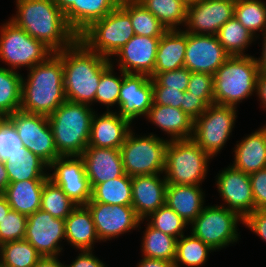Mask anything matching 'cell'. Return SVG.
<instances>
[{"mask_svg":"<svg viewBox=\"0 0 266 267\" xmlns=\"http://www.w3.org/2000/svg\"><path fill=\"white\" fill-rule=\"evenodd\" d=\"M16 14L9 17L16 26L53 52L70 47L78 36L71 30L64 13L53 0H16Z\"/></svg>","mask_w":266,"mask_h":267,"instance_id":"cell-1","label":"cell"},{"mask_svg":"<svg viewBox=\"0 0 266 267\" xmlns=\"http://www.w3.org/2000/svg\"><path fill=\"white\" fill-rule=\"evenodd\" d=\"M62 59L66 99L75 103L95 104L101 74L111 59L91 51L80 39L56 52Z\"/></svg>","mask_w":266,"mask_h":267,"instance_id":"cell-2","label":"cell"},{"mask_svg":"<svg viewBox=\"0 0 266 267\" xmlns=\"http://www.w3.org/2000/svg\"><path fill=\"white\" fill-rule=\"evenodd\" d=\"M22 76L21 107L27 113L51 115L66 99L61 57L54 52Z\"/></svg>","mask_w":266,"mask_h":267,"instance_id":"cell-3","label":"cell"},{"mask_svg":"<svg viewBox=\"0 0 266 267\" xmlns=\"http://www.w3.org/2000/svg\"><path fill=\"white\" fill-rule=\"evenodd\" d=\"M95 109L66 100L48 116L60 156H81L88 146Z\"/></svg>","mask_w":266,"mask_h":267,"instance_id":"cell-4","label":"cell"},{"mask_svg":"<svg viewBox=\"0 0 266 267\" xmlns=\"http://www.w3.org/2000/svg\"><path fill=\"white\" fill-rule=\"evenodd\" d=\"M258 74L256 57L230 56L213 75L214 104L238 107L256 94Z\"/></svg>","mask_w":266,"mask_h":267,"instance_id":"cell-5","label":"cell"},{"mask_svg":"<svg viewBox=\"0 0 266 267\" xmlns=\"http://www.w3.org/2000/svg\"><path fill=\"white\" fill-rule=\"evenodd\" d=\"M210 159L192 139L169 140L164 177L168 184L201 186L206 179Z\"/></svg>","mask_w":266,"mask_h":267,"instance_id":"cell-6","label":"cell"},{"mask_svg":"<svg viewBox=\"0 0 266 267\" xmlns=\"http://www.w3.org/2000/svg\"><path fill=\"white\" fill-rule=\"evenodd\" d=\"M169 139L137 135L132 129L120 147L124 173L130 177L163 174Z\"/></svg>","mask_w":266,"mask_h":267,"instance_id":"cell-7","label":"cell"},{"mask_svg":"<svg viewBox=\"0 0 266 267\" xmlns=\"http://www.w3.org/2000/svg\"><path fill=\"white\" fill-rule=\"evenodd\" d=\"M134 35L129 14L118 5L104 18L95 21L78 39L91 51L111 59Z\"/></svg>","mask_w":266,"mask_h":267,"instance_id":"cell-8","label":"cell"},{"mask_svg":"<svg viewBox=\"0 0 266 267\" xmlns=\"http://www.w3.org/2000/svg\"><path fill=\"white\" fill-rule=\"evenodd\" d=\"M223 205L204 206L190 224V232L215 252L239 241L238 224L244 222L239 214Z\"/></svg>","mask_w":266,"mask_h":267,"instance_id":"cell-9","label":"cell"},{"mask_svg":"<svg viewBox=\"0 0 266 267\" xmlns=\"http://www.w3.org/2000/svg\"><path fill=\"white\" fill-rule=\"evenodd\" d=\"M53 53L42 41L31 37L12 21H6L0 26V60L8 69H31Z\"/></svg>","mask_w":266,"mask_h":267,"instance_id":"cell-10","label":"cell"},{"mask_svg":"<svg viewBox=\"0 0 266 267\" xmlns=\"http://www.w3.org/2000/svg\"><path fill=\"white\" fill-rule=\"evenodd\" d=\"M237 107L211 104L194 120L191 139L212 159L226 145L237 119Z\"/></svg>","mask_w":266,"mask_h":267,"instance_id":"cell-11","label":"cell"},{"mask_svg":"<svg viewBox=\"0 0 266 267\" xmlns=\"http://www.w3.org/2000/svg\"><path fill=\"white\" fill-rule=\"evenodd\" d=\"M14 126L22 146L31 151L48 165L60 157L54 143L48 116L15 111L7 117Z\"/></svg>","mask_w":266,"mask_h":267,"instance_id":"cell-12","label":"cell"},{"mask_svg":"<svg viewBox=\"0 0 266 267\" xmlns=\"http://www.w3.org/2000/svg\"><path fill=\"white\" fill-rule=\"evenodd\" d=\"M49 179L77 205H86L92 197V188L81 156H60L49 168ZM52 170V171H51Z\"/></svg>","mask_w":266,"mask_h":267,"instance_id":"cell-13","label":"cell"},{"mask_svg":"<svg viewBox=\"0 0 266 267\" xmlns=\"http://www.w3.org/2000/svg\"><path fill=\"white\" fill-rule=\"evenodd\" d=\"M100 242L110 241L131 230L141 229V220L132 206L87 203Z\"/></svg>","mask_w":266,"mask_h":267,"instance_id":"cell-14","label":"cell"},{"mask_svg":"<svg viewBox=\"0 0 266 267\" xmlns=\"http://www.w3.org/2000/svg\"><path fill=\"white\" fill-rule=\"evenodd\" d=\"M25 240L42 256H60L65 238V220L41 209L27 216Z\"/></svg>","mask_w":266,"mask_h":267,"instance_id":"cell-15","label":"cell"},{"mask_svg":"<svg viewBox=\"0 0 266 267\" xmlns=\"http://www.w3.org/2000/svg\"><path fill=\"white\" fill-rule=\"evenodd\" d=\"M236 0H197L187 7L185 32L217 35L219 29L234 16Z\"/></svg>","mask_w":266,"mask_h":267,"instance_id":"cell-16","label":"cell"},{"mask_svg":"<svg viewBox=\"0 0 266 267\" xmlns=\"http://www.w3.org/2000/svg\"><path fill=\"white\" fill-rule=\"evenodd\" d=\"M216 186L224 204L243 219L255 211L249 175L229 165L215 176Z\"/></svg>","mask_w":266,"mask_h":267,"instance_id":"cell-17","label":"cell"},{"mask_svg":"<svg viewBox=\"0 0 266 267\" xmlns=\"http://www.w3.org/2000/svg\"><path fill=\"white\" fill-rule=\"evenodd\" d=\"M153 104L152 78L146 74L124 73L119 93L118 109L120 116L133 123L144 117Z\"/></svg>","mask_w":266,"mask_h":267,"instance_id":"cell-18","label":"cell"},{"mask_svg":"<svg viewBox=\"0 0 266 267\" xmlns=\"http://www.w3.org/2000/svg\"><path fill=\"white\" fill-rule=\"evenodd\" d=\"M229 57L217 36L187 32L184 67L190 72L208 73L213 76Z\"/></svg>","mask_w":266,"mask_h":267,"instance_id":"cell-19","label":"cell"},{"mask_svg":"<svg viewBox=\"0 0 266 267\" xmlns=\"http://www.w3.org/2000/svg\"><path fill=\"white\" fill-rule=\"evenodd\" d=\"M161 38L134 35L114 56L111 64L124 73L146 74L155 69V59ZM118 57L115 59V57ZM115 62V63H114Z\"/></svg>","mask_w":266,"mask_h":267,"instance_id":"cell-20","label":"cell"},{"mask_svg":"<svg viewBox=\"0 0 266 267\" xmlns=\"http://www.w3.org/2000/svg\"><path fill=\"white\" fill-rule=\"evenodd\" d=\"M131 178L132 207L137 216L144 220L165 205L168 183L163 174L133 176Z\"/></svg>","mask_w":266,"mask_h":267,"instance_id":"cell-21","label":"cell"},{"mask_svg":"<svg viewBox=\"0 0 266 267\" xmlns=\"http://www.w3.org/2000/svg\"><path fill=\"white\" fill-rule=\"evenodd\" d=\"M131 124L116 111H105L100 115L96 111L91 120L88 146L120 149L133 129Z\"/></svg>","mask_w":266,"mask_h":267,"instance_id":"cell-22","label":"cell"},{"mask_svg":"<svg viewBox=\"0 0 266 267\" xmlns=\"http://www.w3.org/2000/svg\"><path fill=\"white\" fill-rule=\"evenodd\" d=\"M81 157L92 189L124 174L120 149L87 146Z\"/></svg>","mask_w":266,"mask_h":267,"instance_id":"cell-23","label":"cell"},{"mask_svg":"<svg viewBox=\"0 0 266 267\" xmlns=\"http://www.w3.org/2000/svg\"><path fill=\"white\" fill-rule=\"evenodd\" d=\"M236 147V148H235ZM234 147V168L252 174L266 168V124L248 134Z\"/></svg>","mask_w":266,"mask_h":267,"instance_id":"cell-24","label":"cell"},{"mask_svg":"<svg viewBox=\"0 0 266 267\" xmlns=\"http://www.w3.org/2000/svg\"><path fill=\"white\" fill-rule=\"evenodd\" d=\"M144 118L165 132L169 140H187L192 137L194 119L181 108L152 104Z\"/></svg>","mask_w":266,"mask_h":267,"instance_id":"cell-25","label":"cell"},{"mask_svg":"<svg viewBox=\"0 0 266 267\" xmlns=\"http://www.w3.org/2000/svg\"><path fill=\"white\" fill-rule=\"evenodd\" d=\"M120 3L117 0H69L64 13L71 30L79 37L95 21L104 18Z\"/></svg>","mask_w":266,"mask_h":267,"instance_id":"cell-26","label":"cell"},{"mask_svg":"<svg viewBox=\"0 0 266 267\" xmlns=\"http://www.w3.org/2000/svg\"><path fill=\"white\" fill-rule=\"evenodd\" d=\"M202 186L168 184L165 204L188 225L202 212L205 193Z\"/></svg>","mask_w":266,"mask_h":267,"instance_id":"cell-27","label":"cell"},{"mask_svg":"<svg viewBox=\"0 0 266 267\" xmlns=\"http://www.w3.org/2000/svg\"><path fill=\"white\" fill-rule=\"evenodd\" d=\"M65 238L77 250H94V244L100 242L89 209L78 205L65 219Z\"/></svg>","mask_w":266,"mask_h":267,"instance_id":"cell-28","label":"cell"},{"mask_svg":"<svg viewBox=\"0 0 266 267\" xmlns=\"http://www.w3.org/2000/svg\"><path fill=\"white\" fill-rule=\"evenodd\" d=\"M186 46L187 32L184 29L167 30L159 41L155 69L150 77L184 67Z\"/></svg>","mask_w":266,"mask_h":267,"instance_id":"cell-29","label":"cell"},{"mask_svg":"<svg viewBox=\"0 0 266 267\" xmlns=\"http://www.w3.org/2000/svg\"><path fill=\"white\" fill-rule=\"evenodd\" d=\"M47 180H24L11 182L2 193L11 210L26 216L41 208V194Z\"/></svg>","mask_w":266,"mask_h":267,"instance_id":"cell-30","label":"cell"},{"mask_svg":"<svg viewBox=\"0 0 266 267\" xmlns=\"http://www.w3.org/2000/svg\"><path fill=\"white\" fill-rule=\"evenodd\" d=\"M9 182L24 180H48L49 165L40 157L27 150L24 146L4 161Z\"/></svg>","mask_w":266,"mask_h":267,"instance_id":"cell-31","label":"cell"},{"mask_svg":"<svg viewBox=\"0 0 266 267\" xmlns=\"http://www.w3.org/2000/svg\"><path fill=\"white\" fill-rule=\"evenodd\" d=\"M88 203L132 206V178L124 173L121 177L97 184Z\"/></svg>","mask_w":266,"mask_h":267,"instance_id":"cell-32","label":"cell"},{"mask_svg":"<svg viewBox=\"0 0 266 267\" xmlns=\"http://www.w3.org/2000/svg\"><path fill=\"white\" fill-rule=\"evenodd\" d=\"M141 240L143 257L174 262L177 238L169 236L147 223Z\"/></svg>","mask_w":266,"mask_h":267,"instance_id":"cell-33","label":"cell"},{"mask_svg":"<svg viewBox=\"0 0 266 267\" xmlns=\"http://www.w3.org/2000/svg\"><path fill=\"white\" fill-rule=\"evenodd\" d=\"M137 1L150 11L167 30H181L182 26L185 27L187 20V6L179 0Z\"/></svg>","mask_w":266,"mask_h":267,"instance_id":"cell-34","label":"cell"},{"mask_svg":"<svg viewBox=\"0 0 266 267\" xmlns=\"http://www.w3.org/2000/svg\"><path fill=\"white\" fill-rule=\"evenodd\" d=\"M216 36L230 56H249L245 50L257 40L234 16L219 29Z\"/></svg>","mask_w":266,"mask_h":267,"instance_id":"cell-35","label":"cell"},{"mask_svg":"<svg viewBox=\"0 0 266 267\" xmlns=\"http://www.w3.org/2000/svg\"><path fill=\"white\" fill-rule=\"evenodd\" d=\"M119 5L129 14L135 35L161 38L167 31L164 25L137 0H123Z\"/></svg>","mask_w":266,"mask_h":267,"instance_id":"cell-36","label":"cell"},{"mask_svg":"<svg viewBox=\"0 0 266 267\" xmlns=\"http://www.w3.org/2000/svg\"><path fill=\"white\" fill-rule=\"evenodd\" d=\"M212 251L214 252L215 250L201 239L195 237L191 232L187 236L184 234L177 239L174 267H182L181 264L186 267L203 266L209 258V252L211 253Z\"/></svg>","mask_w":266,"mask_h":267,"instance_id":"cell-37","label":"cell"},{"mask_svg":"<svg viewBox=\"0 0 266 267\" xmlns=\"http://www.w3.org/2000/svg\"><path fill=\"white\" fill-rule=\"evenodd\" d=\"M0 67V114L8 117L21 107L22 75Z\"/></svg>","mask_w":266,"mask_h":267,"instance_id":"cell-38","label":"cell"},{"mask_svg":"<svg viewBox=\"0 0 266 267\" xmlns=\"http://www.w3.org/2000/svg\"><path fill=\"white\" fill-rule=\"evenodd\" d=\"M234 17L256 39L266 31V3L262 0H236Z\"/></svg>","mask_w":266,"mask_h":267,"instance_id":"cell-39","label":"cell"},{"mask_svg":"<svg viewBox=\"0 0 266 267\" xmlns=\"http://www.w3.org/2000/svg\"><path fill=\"white\" fill-rule=\"evenodd\" d=\"M42 255L27 240H15L0 245L2 267H34Z\"/></svg>","mask_w":266,"mask_h":267,"instance_id":"cell-40","label":"cell"},{"mask_svg":"<svg viewBox=\"0 0 266 267\" xmlns=\"http://www.w3.org/2000/svg\"><path fill=\"white\" fill-rule=\"evenodd\" d=\"M77 206L78 205L50 179L44 183L41 194V210L50 213L55 218L65 220Z\"/></svg>","mask_w":266,"mask_h":267,"instance_id":"cell-41","label":"cell"},{"mask_svg":"<svg viewBox=\"0 0 266 267\" xmlns=\"http://www.w3.org/2000/svg\"><path fill=\"white\" fill-rule=\"evenodd\" d=\"M115 65H110L102 74L95 94V102L106 106V111H113L111 107L118 108L119 93L123 81V71L117 77L114 73ZM110 107V108H109Z\"/></svg>","mask_w":266,"mask_h":267,"instance_id":"cell-42","label":"cell"},{"mask_svg":"<svg viewBox=\"0 0 266 267\" xmlns=\"http://www.w3.org/2000/svg\"><path fill=\"white\" fill-rule=\"evenodd\" d=\"M163 233L179 239L189 226L174 210L166 204L151 213L144 221Z\"/></svg>","mask_w":266,"mask_h":267,"instance_id":"cell-43","label":"cell"},{"mask_svg":"<svg viewBox=\"0 0 266 267\" xmlns=\"http://www.w3.org/2000/svg\"><path fill=\"white\" fill-rule=\"evenodd\" d=\"M27 216L10 210L0 221V245L25 238Z\"/></svg>","mask_w":266,"mask_h":267,"instance_id":"cell-44","label":"cell"},{"mask_svg":"<svg viewBox=\"0 0 266 267\" xmlns=\"http://www.w3.org/2000/svg\"><path fill=\"white\" fill-rule=\"evenodd\" d=\"M186 91L199 96L208 106L214 104L213 76L208 73L191 72Z\"/></svg>","mask_w":266,"mask_h":267,"instance_id":"cell-45","label":"cell"},{"mask_svg":"<svg viewBox=\"0 0 266 267\" xmlns=\"http://www.w3.org/2000/svg\"><path fill=\"white\" fill-rule=\"evenodd\" d=\"M22 142L14 126L6 120L0 127V160L6 161L16 152L21 151Z\"/></svg>","mask_w":266,"mask_h":267,"instance_id":"cell-46","label":"cell"},{"mask_svg":"<svg viewBox=\"0 0 266 267\" xmlns=\"http://www.w3.org/2000/svg\"><path fill=\"white\" fill-rule=\"evenodd\" d=\"M191 72L186 68L182 67L172 71H165L157 73L153 79L163 87L169 89H180L185 92L188 87V82Z\"/></svg>","mask_w":266,"mask_h":267,"instance_id":"cell-47","label":"cell"},{"mask_svg":"<svg viewBox=\"0 0 266 267\" xmlns=\"http://www.w3.org/2000/svg\"><path fill=\"white\" fill-rule=\"evenodd\" d=\"M153 104L169 105L175 108H181L183 103V91L180 89H169L160 86L153 78Z\"/></svg>","mask_w":266,"mask_h":267,"instance_id":"cell-48","label":"cell"},{"mask_svg":"<svg viewBox=\"0 0 266 267\" xmlns=\"http://www.w3.org/2000/svg\"><path fill=\"white\" fill-rule=\"evenodd\" d=\"M255 210L266 209V168L249 175Z\"/></svg>","mask_w":266,"mask_h":267,"instance_id":"cell-49","label":"cell"},{"mask_svg":"<svg viewBox=\"0 0 266 267\" xmlns=\"http://www.w3.org/2000/svg\"><path fill=\"white\" fill-rule=\"evenodd\" d=\"M243 224L266 242V209L255 210L250 215H247Z\"/></svg>","mask_w":266,"mask_h":267,"instance_id":"cell-50","label":"cell"},{"mask_svg":"<svg viewBox=\"0 0 266 267\" xmlns=\"http://www.w3.org/2000/svg\"><path fill=\"white\" fill-rule=\"evenodd\" d=\"M208 105L199 96H194L188 91L183 93V103L181 109L187 113L194 120L198 118L206 109Z\"/></svg>","mask_w":266,"mask_h":267,"instance_id":"cell-51","label":"cell"},{"mask_svg":"<svg viewBox=\"0 0 266 267\" xmlns=\"http://www.w3.org/2000/svg\"><path fill=\"white\" fill-rule=\"evenodd\" d=\"M66 267H107L93 254V250H81L79 255Z\"/></svg>","mask_w":266,"mask_h":267,"instance_id":"cell-52","label":"cell"},{"mask_svg":"<svg viewBox=\"0 0 266 267\" xmlns=\"http://www.w3.org/2000/svg\"><path fill=\"white\" fill-rule=\"evenodd\" d=\"M256 95L259 98L258 101H261L262 108L266 110V73L264 72L258 74Z\"/></svg>","mask_w":266,"mask_h":267,"instance_id":"cell-53","label":"cell"},{"mask_svg":"<svg viewBox=\"0 0 266 267\" xmlns=\"http://www.w3.org/2000/svg\"><path fill=\"white\" fill-rule=\"evenodd\" d=\"M136 267H174V263L161 259L142 257Z\"/></svg>","mask_w":266,"mask_h":267,"instance_id":"cell-54","label":"cell"},{"mask_svg":"<svg viewBox=\"0 0 266 267\" xmlns=\"http://www.w3.org/2000/svg\"><path fill=\"white\" fill-rule=\"evenodd\" d=\"M59 256H42L34 267H66L60 262Z\"/></svg>","mask_w":266,"mask_h":267,"instance_id":"cell-55","label":"cell"},{"mask_svg":"<svg viewBox=\"0 0 266 267\" xmlns=\"http://www.w3.org/2000/svg\"><path fill=\"white\" fill-rule=\"evenodd\" d=\"M262 52L259 58H256L259 72L266 73V31L262 34Z\"/></svg>","mask_w":266,"mask_h":267,"instance_id":"cell-56","label":"cell"},{"mask_svg":"<svg viewBox=\"0 0 266 267\" xmlns=\"http://www.w3.org/2000/svg\"><path fill=\"white\" fill-rule=\"evenodd\" d=\"M9 176L6 171L4 161L0 160V194H2L9 185Z\"/></svg>","mask_w":266,"mask_h":267,"instance_id":"cell-57","label":"cell"},{"mask_svg":"<svg viewBox=\"0 0 266 267\" xmlns=\"http://www.w3.org/2000/svg\"><path fill=\"white\" fill-rule=\"evenodd\" d=\"M11 210L7 199L3 194H0V221L7 215V213Z\"/></svg>","mask_w":266,"mask_h":267,"instance_id":"cell-58","label":"cell"},{"mask_svg":"<svg viewBox=\"0 0 266 267\" xmlns=\"http://www.w3.org/2000/svg\"><path fill=\"white\" fill-rule=\"evenodd\" d=\"M59 9L65 13L69 9V0H53Z\"/></svg>","mask_w":266,"mask_h":267,"instance_id":"cell-59","label":"cell"},{"mask_svg":"<svg viewBox=\"0 0 266 267\" xmlns=\"http://www.w3.org/2000/svg\"><path fill=\"white\" fill-rule=\"evenodd\" d=\"M181 3H183L185 6L189 7L193 5L197 0H179Z\"/></svg>","mask_w":266,"mask_h":267,"instance_id":"cell-60","label":"cell"},{"mask_svg":"<svg viewBox=\"0 0 266 267\" xmlns=\"http://www.w3.org/2000/svg\"><path fill=\"white\" fill-rule=\"evenodd\" d=\"M7 120V117L4 115L0 114V127L2 126V124Z\"/></svg>","mask_w":266,"mask_h":267,"instance_id":"cell-61","label":"cell"}]
</instances>
